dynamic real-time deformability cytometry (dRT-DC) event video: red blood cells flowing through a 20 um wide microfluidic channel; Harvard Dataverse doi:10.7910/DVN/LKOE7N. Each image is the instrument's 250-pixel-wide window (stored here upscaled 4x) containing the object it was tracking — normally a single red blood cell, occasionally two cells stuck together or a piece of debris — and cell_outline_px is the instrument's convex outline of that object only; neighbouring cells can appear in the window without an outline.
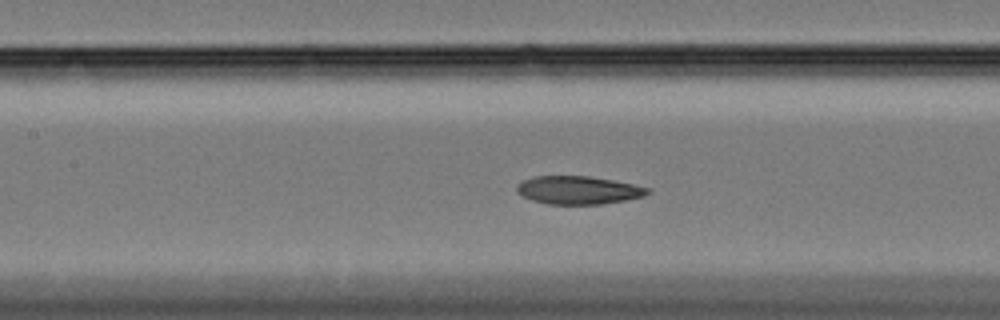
{"species": "Egyptian fruit bat (a non-hibernating species)", "species_latin": "Rousettus aegyptiacus", "temperature_condition": "cold", "stored_images_in_passage": 44, "camera_frame_rate_fps": 3000, "um_per_image_px": 0.085, "animal": {"sex": "female"}, "frame": {"image": 1, "passage_image": 11, "time_ms": 3.333, "image_size_px": [1000, 320], "cell_outline_px": [[652, 192], [644, 196], [624, 200], [600, 204], [548, 204], [532, 200], [520, 196], [516, 192], [516, 184], [524, 180], [536, 176], [588, 176], [612, 180], [652, 188]], "centroid_in_image_um": [49.14, 16.16], "position_along_channel_um": 158.3, "area_um2": 21.5}}
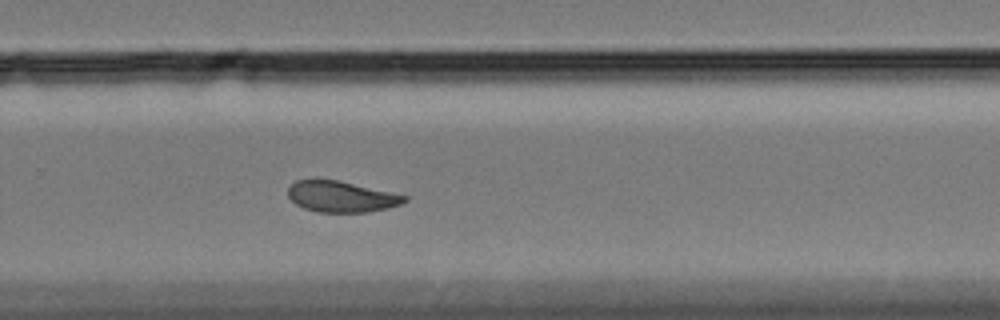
{"frame": {"image": 2, "passage_image": 24, "time_ms": 7.667, "image_size_px": [1000, 320], "cell_outline_px": [[408, 200], [400, 204], [388, 208], [368, 212], [316, 212], [304, 208], [296, 204], [288, 196], [288, 188], [296, 180], [336, 180], [408, 196]], "centroid_in_image_um": [29.01, 16.73], "position_along_channel_um": 300.8, "area_um2": 20.75}}
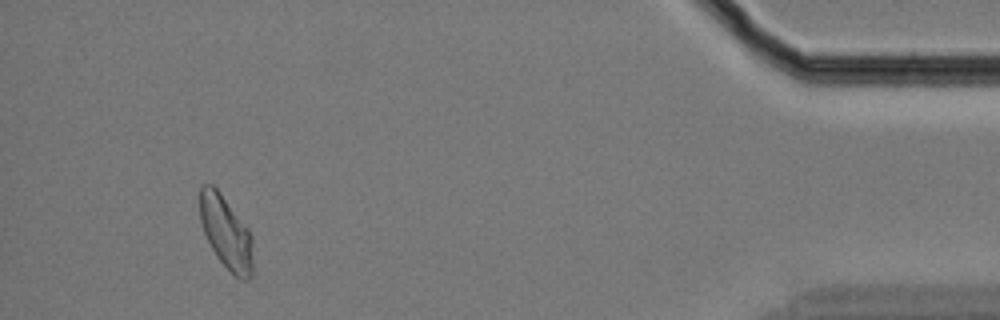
{"frame": {"image": 3, "passage_image": 40, "time_ms": 13.0, "image_size_px": [1000, 320], "cell_outline_px": [[252, 276], [248, 280], [240, 280], [216, 256], [200, 224], [200, 184], [212, 184], [220, 192], [248, 228], [252, 236]], "centroid_in_image_um": [19.21, 19.74], "position_along_channel_um": 416.0, "area_um2": 22.43}, "authors_computed_cell_mechanics": {"area_um2": 22.1952, "velocity_mm_per_s": 3.3091, "shape_relaxation_time_tau1_ms": 6.1016, "shape_relaxation_time_tau2_ms": 4.1042, "deformation_change_tau1": 0.1498, "deformation_change_tau2": 0.0647}}